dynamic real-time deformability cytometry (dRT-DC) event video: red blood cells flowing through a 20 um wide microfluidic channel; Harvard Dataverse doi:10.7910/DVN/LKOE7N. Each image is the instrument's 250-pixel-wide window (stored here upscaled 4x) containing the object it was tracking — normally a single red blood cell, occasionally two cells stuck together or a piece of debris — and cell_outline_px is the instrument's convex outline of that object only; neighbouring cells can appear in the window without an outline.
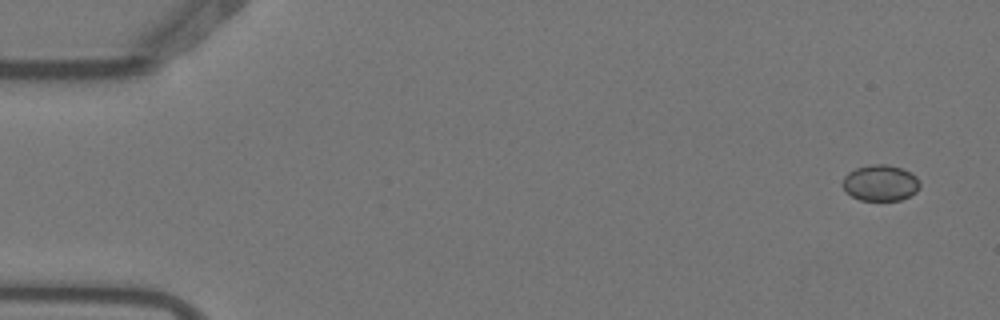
{"species": "Egyptian fruit bat (a non-hibernating species)", "species_latin": "Rousettus aegyptiacus", "temperature_condition": "warm", "stored_images_in_passage": 6, "camera_frame_rate_fps": 3000, "um_per_image_px": 0.085, "animal": {"sex": "female"}, "frame": {"image": 1, "passage_image": 1, "time_ms": 0.0, "image_size_px": [1000, 320], "cell_outline_px": [[920, 188], [916, 192], [900, 200], [860, 200], [852, 196], [840, 184], [844, 176], [848, 172], [856, 168], [872, 164], [888, 164], [900, 168], [916, 176], [920, 184]], "centroid_in_image_um": [74.81, 15.54], "position_along_channel_um": 10.2, "area_um2": 16.18}}
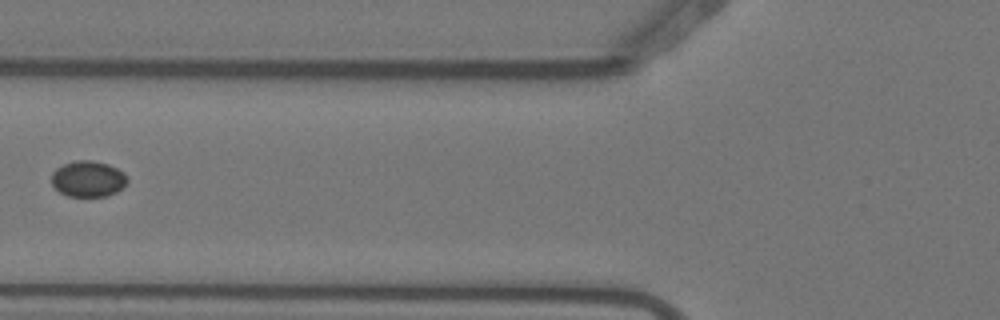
{"frame": {"image": 2, "passage_image": 5, "time_ms": 1.333, "image_size_px": [1000, 320], "cell_outline_px": [[128, 180], [116, 192], [108, 196], [68, 196], [60, 192], [52, 184], [52, 172], [56, 168], [64, 164], [76, 160], [92, 160], [108, 164], [124, 172], [128, 176]], "centroid_in_image_um": [7.49, 15.19], "position_along_channel_um": 118.3, "area_um2": 15.84}}
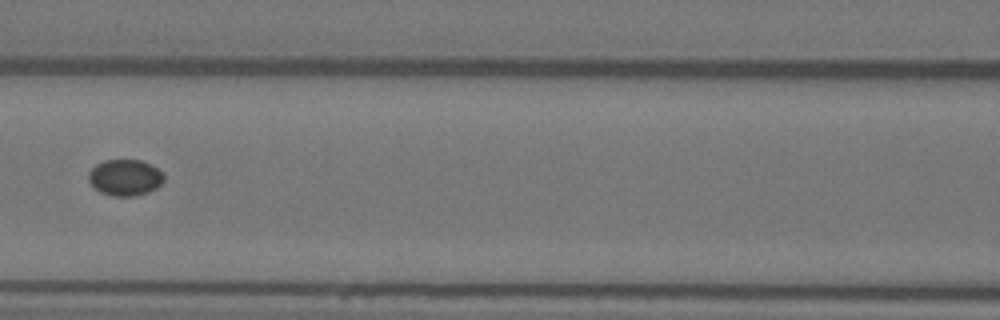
{"frame": {"image": 3, "passage_image": 6, "time_ms": 1.667, "image_size_px": [1000, 320], "cell_outline_px": [[164, 180], [156, 188], [148, 192], [136, 196], [112, 196], [100, 192], [88, 180], [88, 172], [96, 164], [104, 160], [140, 160], [156, 168], [164, 176]], "centroid_in_image_um": [10.6, 15.1], "position_along_channel_um": 156.0, "area_um2": 15.78}}